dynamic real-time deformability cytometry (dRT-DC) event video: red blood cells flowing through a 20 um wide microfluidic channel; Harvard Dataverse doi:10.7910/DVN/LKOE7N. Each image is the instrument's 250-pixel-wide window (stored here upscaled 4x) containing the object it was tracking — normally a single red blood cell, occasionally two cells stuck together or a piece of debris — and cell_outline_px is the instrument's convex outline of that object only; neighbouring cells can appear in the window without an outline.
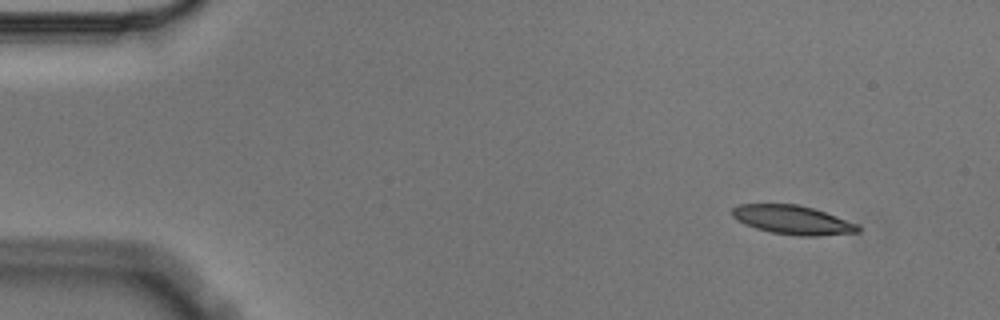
{"species": "Egyptian fruit bat (a non-hibernating species)", "species_latin": "Rousettus aegyptiacus", "temperature_condition": "cold", "stored_images_in_passage": 4, "camera_frame_rate_fps": 3000, "um_per_image_px": 0.085, "animal": {"sex": "male"}, "frame": {"image": 1, "passage_image": 1, "time_ms": 0.0, "image_size_px": [1000, 320], "cell_outline_px": [[860, 232], [816, 236], [800, 236], [772, 232], [756, 228], [744, 224], [736, 220], [732, 216], [732, 208], [740, 204], [796, 204], [812, 208], [860, 224]], "centroid_in_image_um": [67.38, 18.69], "position_along_channel_um": 17.6, "area_um2": 21.15}}
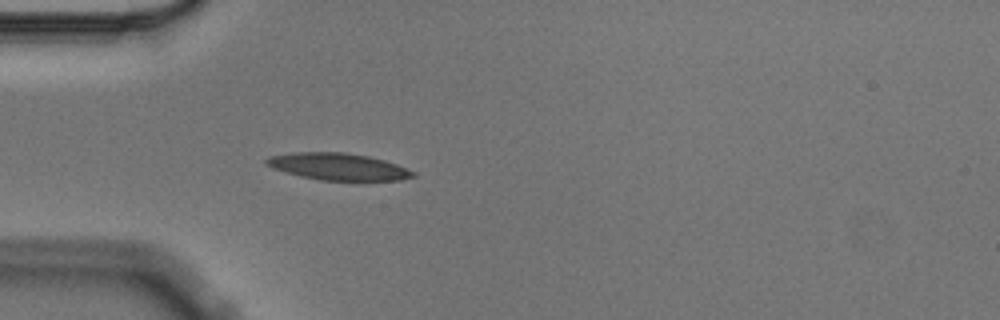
{"frame": {"image": 2, "passage_image": 4, "time_ms": 1.0, "image_size_px": [1000, 320], "cell_outline_px": [[416, 176], [400, 180], [320, 180], [300, 176], [272, 168], [264, 164], [264, 160], [268, 156], [296, 152], [344, 152], [368, 156], [384, 160], [396, 164], [416, 172]], "centroid_in_image_um": [28.72, 14.16], "position_along_channel_um": 56.3, "area_um2": 23.0}}